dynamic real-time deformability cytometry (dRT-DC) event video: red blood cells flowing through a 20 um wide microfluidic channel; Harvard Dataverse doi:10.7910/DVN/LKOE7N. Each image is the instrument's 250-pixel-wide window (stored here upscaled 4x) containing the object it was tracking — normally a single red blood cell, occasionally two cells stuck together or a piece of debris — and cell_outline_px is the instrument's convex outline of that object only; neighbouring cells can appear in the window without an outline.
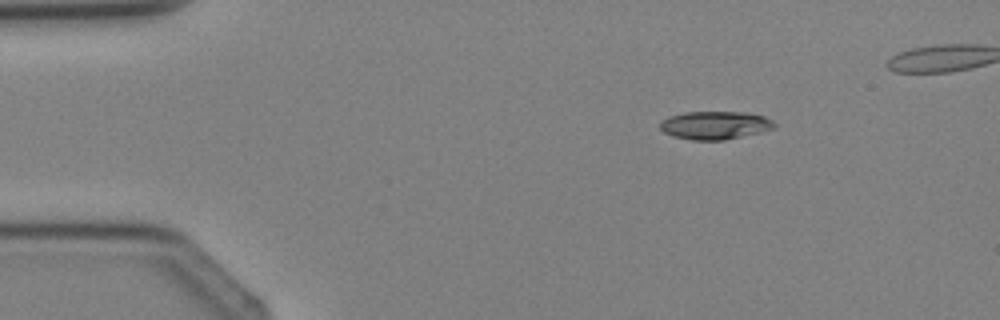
{"species": "Egyptian fruit bat (a non-hibernating species)", "species_latin": "Rousettus aegyptiacus", "temperature_condition": "cold", "stored_images_in_passage": 5, "camera_frame_rate_fps": 3000, "um_per_image_px": 0.085, "animal": {"sex": "female"}, "frame": {"image": 1, "passage_image": 2, "time_ms": 1.0, "image_size_px": [1000, 320], "cell_outline_px": [[776, 128], [760, 132], [724, 140], [692, 140], [672, 136], [664, 132], [660, 128], [660, 120], [668, 116], [684, 112], [744, 112], [764, 116], [772, 120], [776, 124]], "centroid_in_image_um": [60.76, 10.64], "position_along_channel_um": 24.2, "area_um2": 18.84}}